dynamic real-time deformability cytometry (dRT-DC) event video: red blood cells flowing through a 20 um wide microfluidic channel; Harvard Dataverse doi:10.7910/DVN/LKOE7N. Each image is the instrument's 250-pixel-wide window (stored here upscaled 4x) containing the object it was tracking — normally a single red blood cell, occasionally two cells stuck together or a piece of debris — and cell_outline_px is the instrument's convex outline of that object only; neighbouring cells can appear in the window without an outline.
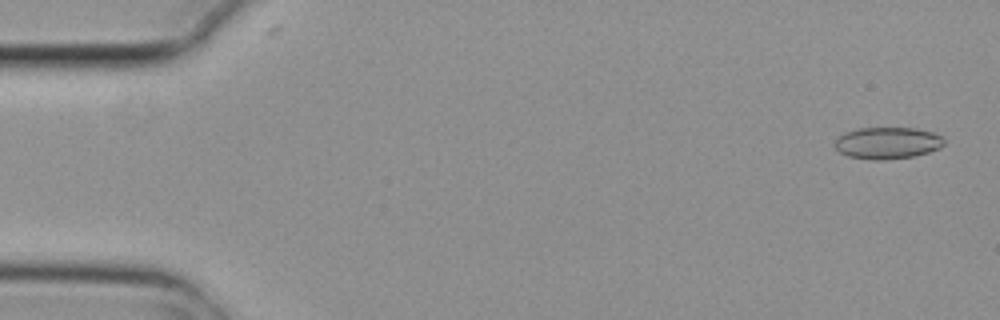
{"species": "common noctule bat (a hibernating species)", "species_latin": "Nyctalus noctula", "temperature_condition": "cold", "stored_images_in_passage": 5, "camera_frame_rate_fps": 3000, "um_per_image_px": 0.085, "animal": {"sex": "female", "body_mass_g": 29.2, "forearm_length_mm": 56.3}, "frame": {"image": 1, "passage_image": 1, "time_ms": 0.0, "image_size_px": [1000, 320], "cell_outline_px": [[944, 144], [940, 148], [916, 156], [884, 160], [872, 160], [848, 156], [840, 152], [832, 144], [840, 136], [848, 132], [860, 128], [916, 128], [932, 132], [940, 136], [944, 140]], "centroid_in_image_um": [75.44, 12.16], "position_along_channel_um": 9.6, "area_um2": 20.17}}
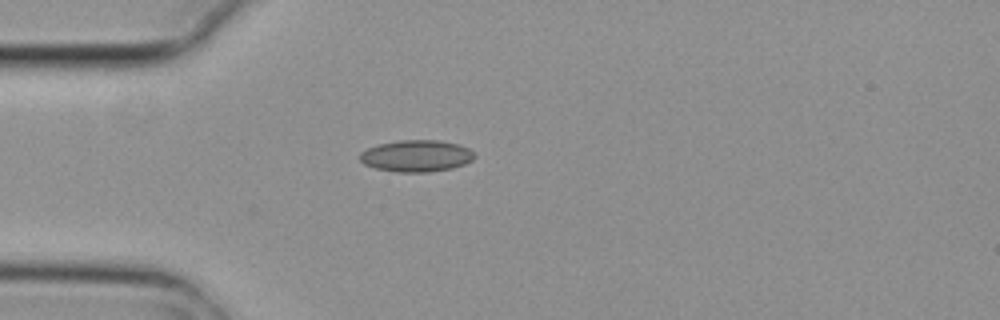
{"frame": {"image": 2, "passage_image": 4, "time_ms": 1.0, "image_size_px": [1000, 320], "cell_outline_px": [[476, 156], [472, 160], [464, 164], [452, 168], [428, 172], [396, 172], [376, 168], [364, 164], [360, 160], [360, 152], [368, 148], [380, 144], [400, 140], [440, 140], [460, 144], [476, 152]], "centroid_in_image_um": [35.43, 13.25], "position_along_channel_um": 49.6, "area_um2": 21.27}}